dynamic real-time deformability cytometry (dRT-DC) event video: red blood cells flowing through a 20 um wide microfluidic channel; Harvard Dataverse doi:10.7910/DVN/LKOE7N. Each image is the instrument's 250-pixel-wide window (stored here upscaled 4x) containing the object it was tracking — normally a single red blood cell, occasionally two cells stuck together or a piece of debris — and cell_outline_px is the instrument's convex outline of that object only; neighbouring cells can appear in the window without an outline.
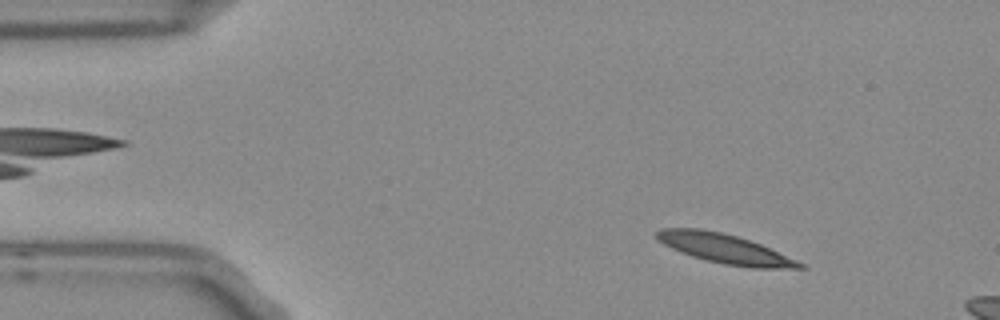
{"species": "Egyptian fruit bat (a non-hibernating species)", "species_latin": "Rousettus aegyptiacus", "temperature_condition": "room temperature", "stored_images_in_passage": 13, "camera_frame_rate_fps": 3000, "um_per_image_px": 0.085, "frame": {"image": 1, "passage_image": 6, "time_ms": 1.667, "image_size_px": [1000, 320], "cell_outline_px": [[808, 268], [752, 268], [724, 264], [704, 260], [680, 252], [664, 244], [656, 236], [656, 232], [660, 228], [700, 228], [720, 232], [736, 236], [760, 244], [796, 260], [804, 264]], "centroid_in_image_um": [61.59, 21.14], "position_along_channel_um": 23.4, "area_um2": 24.22}}